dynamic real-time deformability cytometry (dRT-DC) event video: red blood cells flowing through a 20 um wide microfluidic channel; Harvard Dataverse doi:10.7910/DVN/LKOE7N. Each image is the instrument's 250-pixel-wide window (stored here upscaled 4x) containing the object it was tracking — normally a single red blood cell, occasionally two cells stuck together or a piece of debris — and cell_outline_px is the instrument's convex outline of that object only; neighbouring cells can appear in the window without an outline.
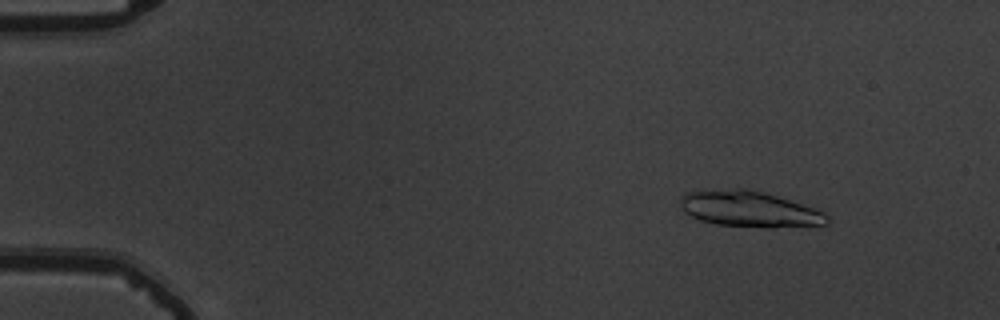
{"species": "common noctule bat (a hibernating species)", "species_latin": "Nyctalus noctula", "temperature_condition": "warm", "stored_images_in_passage": 54, "segment_of_instrument_passage": [1, 2], "camera_frame_rate_fps": 3000, "um_per_image_px": 0.085, "animal": {"sex": "male", "body_mass_g": 19.5, "forearm_length_mm": 54.6}, "frame": {"image": 1, "passage_image": 7, "time_ms": 2.0, "image_size_px": [1000, 320], "cell_outline_px": [[828, 224], [772, 228], [768, 228], [716, 224], [700, 220], [684, 212], [680, 204], [680, 196], [684, 192], [736, 188], [744, 188], [764, 192], [816, 208], [824, 212], [828, 216]], "centroid_in_image_um": [63.69, 17.77], "position_along_channel_um": 21.3, "area_um2": 30.81}}